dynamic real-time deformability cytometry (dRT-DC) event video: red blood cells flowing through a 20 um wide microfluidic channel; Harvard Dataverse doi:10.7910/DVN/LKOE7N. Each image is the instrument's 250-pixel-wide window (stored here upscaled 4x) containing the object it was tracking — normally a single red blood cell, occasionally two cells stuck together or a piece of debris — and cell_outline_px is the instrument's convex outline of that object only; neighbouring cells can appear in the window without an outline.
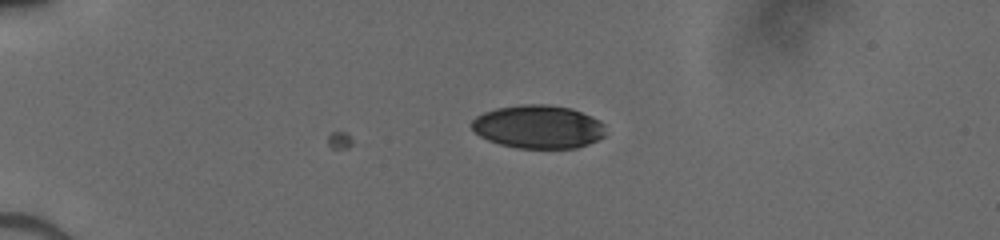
{"species": "human", "species_latin": "Homo sapiens", "temperature_condition": "cold", "stored_images_in_passage": 2, "camera_frame_rate_fps": 3000, "um_per_image_px": 0.085, "donor": {"sex": "male"}, "frame": {"image": 1, "passage_image": 1, "time_ms": 0.0, "image_size_px": [1000, 240], "cell_outline_px": [[604, 136], [588, 144], [576, 148], [516, 148], [500, 144], [488, 140], [480, 136], [468, 124], [476, 116], [484, 112], [496, 108], [520, 104], [548, 104], [572, 108], [600, 120], [604, 124]], "centroid_in_image_um": [45.73, 10.77], "position_along_channel_um": 39.3, "area_um2": 33.99}}